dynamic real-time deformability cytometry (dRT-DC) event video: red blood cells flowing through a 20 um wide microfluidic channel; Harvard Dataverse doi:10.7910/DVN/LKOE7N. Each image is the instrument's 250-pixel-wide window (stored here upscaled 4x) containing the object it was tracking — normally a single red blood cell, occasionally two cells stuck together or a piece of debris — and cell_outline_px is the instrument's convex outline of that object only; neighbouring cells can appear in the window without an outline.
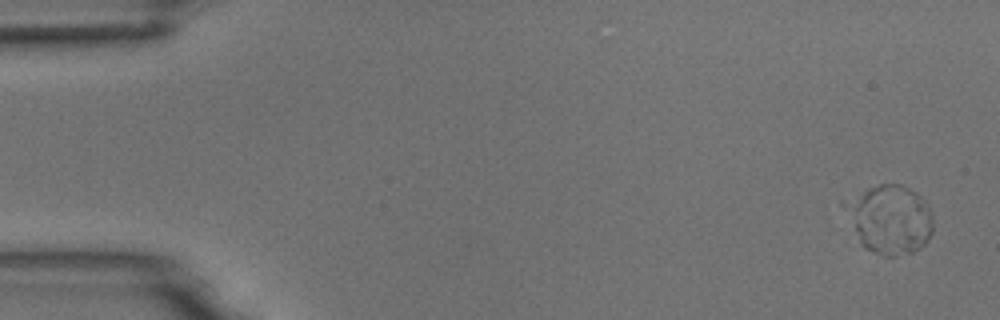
{"species": "common noctule bat (a hibernating species)", "species_latin": "Nyctalus noctula", "temperature_condition": "room temperature", "stored_images_in_passage": 5, "camera_frame_rate_fps": 3000, "um_per_image_px": 0.085, "animal": {"sex": "male", "body_mass_g": 18.8}, "frame": {"image": 1, "passage_image": 1, "time_ms": 0.0, "image_size_px": [1000, 320], "cell_outline_px": [[932, 232], [928, 240], [920, 248], [912, 252], [896, 256], [884, 256], [864, 248], [860, 244], [848, 204], [868, 188], [880, 184], [900, 184], [916, 192], [928, 204], [932, 212]], "centroid_in_image_um": [75.77, 18.68], "position_along_channel_um": 9.2, "area_um2": 33.93}}
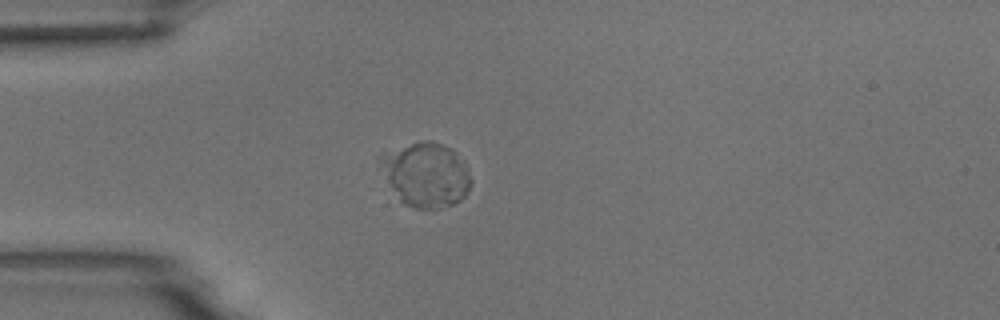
{"frame": {"image": 2, "passage_image": 4, "time_ms": 4.333, "image_size_px": [1000, 320], "cell_outline_px": [[472, 180], [468, 192], [460, 200], [452, 204], [440, 208], [416, 208], [404, 204], [400, 200], [392, 188], [388, 176], [384, 152], [420, 140], [432, 140], [452, 148], [468, 168]], "centroid_in_image_um": [36.33, 14.84], "position_along_channel_um": 48.7, "area_um2": 33.0}}